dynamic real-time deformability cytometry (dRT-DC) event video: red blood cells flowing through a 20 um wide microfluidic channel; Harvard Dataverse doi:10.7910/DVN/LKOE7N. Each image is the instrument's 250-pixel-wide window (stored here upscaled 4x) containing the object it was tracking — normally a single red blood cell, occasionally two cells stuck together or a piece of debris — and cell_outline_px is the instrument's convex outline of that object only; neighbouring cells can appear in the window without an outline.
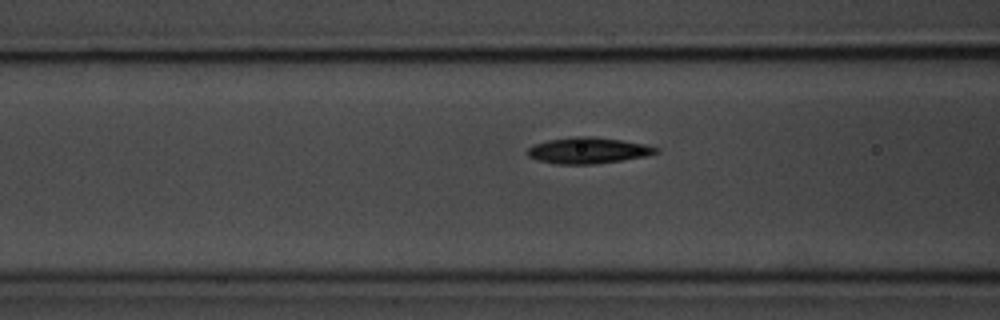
{"species": "common noctule bat (a hibernating species)", "species_latin": "Nyctalus noctula", "temperature_condition": "room temperature", "stored_images_in_passage": 39, "camera_frame_rate_fps": 3000, "um_per_image_px": 0.085, "animal": {"sex": "male", "body_mass_g": 20.1, "forearm_length_mm": 53.5}, "frame": {"image": 1, "passage_image": 5, "time_ms": 1.333, "image_size_px": [1000, 320], "cell_outline_px": [[660, 152], [648, 156], [596, 164], [556, 164], [540, 160], [528, 156], [528, 148], [532, 144], [548, 140], [576, 136], [596, 136], [644, 144], [660, 148]], "centroid_in_image_um": [50.02, 12.78], "position_along_channel_um": 116.6, "area_um2": 19.65}}
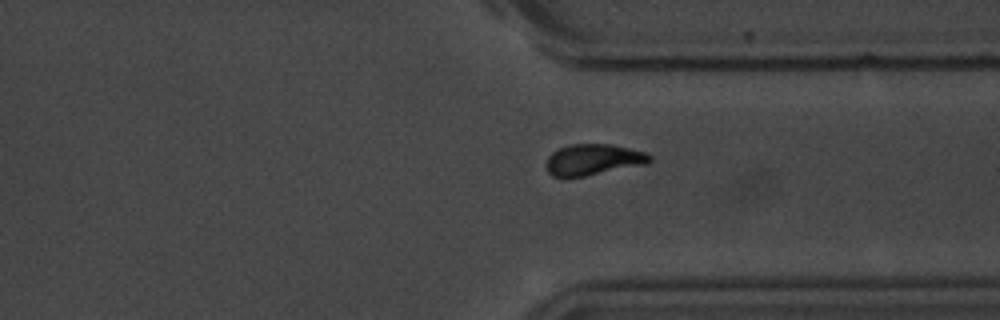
{"frame": {"image": 2, "passage_image": 25, "time_ms": 8.0, "image_size_px": [1000, 320], "cell_outline_px": [[652, 160], [648, 164], [564, 180], [552, 176], [548, 172], [544, 164], [548, 156], [552, 152], [568, 144], [608, 144], [628, 148], [644, 152], [652, 156]], "centroid_in_image_um": [50.36, 13.6], "position_along_channel_um": 361.0, "area_um2": 19.25}}
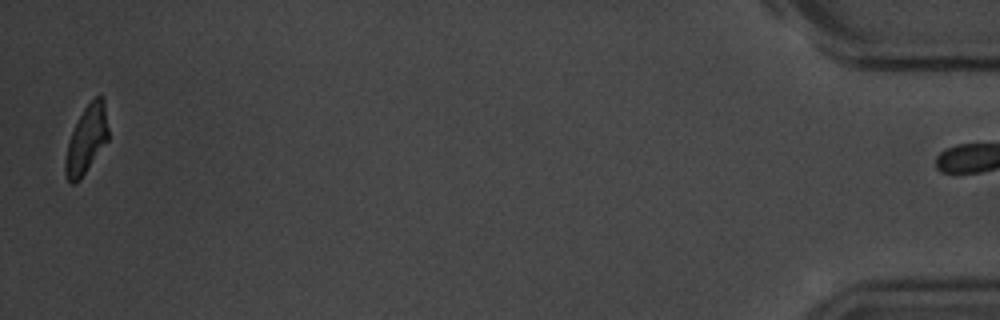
{"frame": {"image": 3, "passage_image": 38, "time_ms": 12.333, "image_size_px": [1000, 320], "cell_outline_px": [[108, 140], [80, 180], [72, 184], [68, 180], [64, 172], [64, 160], [68, 144], [72, 132], [84, 108], [100, 92], [104, 96], [108, 128]], "centroid_in_image_um": [7.36, 11.85], "position_along_channel_um": 427.8, "area_um2": 16.94}, "authors_computed_cell_mechanics": {"area_um2": 18.7272, "velocity_mm_per_s": 3.6663, "shape_relaxation_time_tau1_ms": 2.9658, "shape_relaxation_time_tau2_ms": 4.2081, "deformation_change_tau1": 0.1455, "deformation_change_tau2": 0.0904}}